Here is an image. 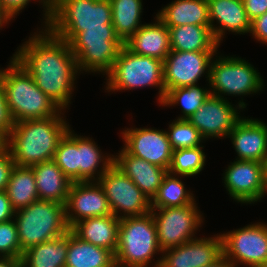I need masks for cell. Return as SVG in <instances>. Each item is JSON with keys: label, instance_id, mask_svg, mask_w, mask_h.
Returning <instances> with one entry per match:
<instances>
[{"label": "cell", "instance_id": "obj_1", "mask_svg": "<svg viewBox=\"0 0 267 267\" xmlns=\"http://www.w3.org/2000/svg\"><path fill=\"white\" fill-rule=\"evenodd\" d=\"M37 32L23 42L12 57L33 77L39 89L62 110L67 109L80 73L76 57L69 43L46 27Z\"/></svg>", "mask_w": 267, "mask_h": 267}, {"label": "cell", "instance_id": "obj_2", "mask_svg": "<svg viewBox=\"0 0 267 267\" xmlns=\"http://www.w3.org/2000/svg\"><path fill=\"white\" fill-rule=\"evenodd\" d=\"M15 122L8 134L7 148L15 165L28 166L53 160L60 140L71 128L62 116Z\"/></svg>", "mask_w": 267, "mask_h": 267}, {"label": "cell", "instance_id": "obj_3", "mask_svg": "<svg viewBox=\"0 0 267 267\" xmlns=\"http://www.w3.org/2000/svg\"><path fill=\"white\" fill-rule=\"evenodd\" d=\"M8 110L15 122L56 116L62 109L37 87L33 77L11 57L2 69Z\"/></svg>", "mask_w": 267, "mask_h": 267}, {"label": "cell", "instance_id": "obj_4", "mask_svg": "<svg viewBox=\"0 0 267 267\" xmlns=\"http://www.w3.org/2000/svg\"><path fill=\"white\" fill-rule=\"evenodd\" d=\"M105 24H112L110 1L50 0L46 28L65 42L85 29L105 28Z\"/></svg>", "mask_w": 267, "mask_h": 267}, {"label": "cell", "instance_id": "obj_5", "mask_svg": "<svg viewBox=\"0 0 267 267\" xmlns=\"http://www.w3.org/2000/svg\"><path fill=\"white\" fill-rule=\"evenodd\" d=\"M159 252L162 254L151 212L142 216L120 218L115 252L116 267H149L154 255H159Z\"/></svg>", "mask_w": 267, "mask_h": 267}, {"label": "cell", "instance_id": "obj_6", "mask_svg": "<svg viewBox=\"0 0 267 267\" xmlns=\"http://www.w3.org/2000/svg\"><path fill=\"white\" fill-rule=\"evenodd\" d=\"M21 250L65 235L70 228L66 222L65 205L51 200H37L15 211Z\"/></svg>", "mask_w": 267, "mask_h": 267}, {"label": "cell", "instance_id": "obj_7", "mask_svg": "<svg viewBox=\"0 0 267 267\" xmlns=\"http://www.w3.org/2000/svg\"><path fill=\"white\" fill-rule=\"evenodd\" d=\"M107 92L134 90L143 87H159L157 101L165 97L163 61L131 52L125 45L121 48L112 70L106 75Z\"/></svg>", "mask_w": 267, "mask_h": 267}, {"label": "cell", "instance_id": "obj_8", "mask_svg": "<svg viewBox=\"0 0 267 267\" xmlns=\"http://www.w3.org/2000/svg\"><path fill=\"white\" fill-rule=\"evenodd\" d=\"M80 73L93 72L107 75L124 43L115 34L112 24L105 28L85 29L70 43Z\"/></svg>", "mask_w": 267, "mask_h": 267}, {"label": "cell", "instance_id": "obj_9", "mask_svg": "<svg viewBox=\"0 0 267 267\" xmlns=\"http://www.w3.org/2000/svg\"><path fill=\"white\" fill-rule=\"evenodd\" d=\"M215 56L211 61L209 86L211 95L227 99L225 96H248L263 91L264 81L260 73L241 57ZM216 59V60H215Z\"/></svg>", "mask_w": 267, "mask_h": 267}, {"label": "cell", "instance_id": "obj_10", "mask_svg": "<svg viewBox=\"0 0 267 267\" xmlns=\"http://www.w3.org/2000/svg\"><path fill=\"white\" fill-rule=\"evenodd\" d=\"M195 203L182 207L151 208L157 227L158 245L162 251L196 238L203 216Z\"/></svg>", "mask_w": 267, "mask_h": 267}, {"label": "cell", "instance_id": "obj_11", "mask_svg": "<svg viewBox=\"0 0 267 267\" xmlns=\"http://www.w3.org/2000/svg\"><path fill=\"white\" fill-rule=\"evenodd\" d=\"M98 182L115 217L142 216L151 212V201L114 163Z\"/></svg>", "mask_w": 267, "mask_h": 267}, {"label": "cell", "instance_id": "obj_12", "mask_svg": "<svg viewBox=\"0 0 267 267\" xmlns=\"http://www.w3.org/2000/svg\"><path fill=\"white\" fill-rule=\"evenodd\" d=\"M221 237L223 255L235 267L267 263V223H251Z\"/></svg>", "mask_w": 267, "mask_h": 267}, {"label": "cell", "instance_id": "obj_13", "mask_svg": "<svg viewBox=\"0 0 267 267\" xmlns=\"http://www.w3.org/2000/svg\"><path fill=\"white\" fill-rule=\"evenodd\" d=\"M243 101V98H241L234 107V104H231L229 100L210 95L202 106L188 118V121L201 133L205 140L211 139V137L227 138L242 118L238 111L246 108V103Z\"/></svg>", "mask_w": 267, "mask_h": 267}, {"label": "cell", "instance_id": "obj_14", "mask_svg": "<svg viewBox=\"0 0 267 267\" xmlns=\"http://www.w3.org/2000/svg\"><path fill=\"white\" fill-rule=\"evenodd\" d=\"M217 51H174L163 61L165 93L170 89L198 85L202 76L209 81L210 65ZM204 74V75H203Z\"/></svg>", "mask_w": 267, "mask_h": 267}, {"label": "cell", "instance_id": "obj_15", "mask_svg": "<svg viewBox=\"0 0 267 267\" xmlns=\"http://www.w3.org/2000/svg\"><path fill=\"white\" fill-rule=\"evenodd\" d=\"M230 164L222 180L231 199L242 204H255L262 200L267 164L237 159Z\"/></svg>", "mask_w": 267, "mask_h": 267}, {"label": "cell", "instance_id": "obj_16", "mask_svg": "<svg viewBox=\"0 0 267 267\" xmlns=\"http://www.w3.org/2000/svg\"><path fill=\"white\" fill-rule=\"evenodd\" d=\"M189 240L177 247L162 251L153 267H205L223 255L221 234Z\"/></svg>", "mask_w": 267, "mask_h": 267}, {"label": "cell", "instance_id": "obj_17", "mask_svg": "<svg viewBox=\"0 0 267 267\" xmlns=\"http://www.w3.org/2000/svg\"><path fill=\"white\" fill-rule=\"evenodd\" d=\"M121 134L125 142L123 148L129 154L169 169L173 150L165 130L131 127L121 131Z\"/></svg>", "mask_w": 267, "mask_h": 267}, {"label": "cell", "instance_id": "obj_18", "mask_svg": "<svg viewBox=\"0 0 267 267\" xmlns=\"http://www.w3.org/2000/svg\"><path fill=\"white\" fill-rule=\"evenodd\" d=\"M112 215L108 199L98 181L72 182L65 216L69 228L85 218Z\"/></svg>", "mask_w": 267, "mask_h": 267}, {"label": "cell", "instance_id": "obj_19", "mask_svg": "<svg viewBox=\"0 0 267 267\" xmlns=\"http://www.w3.org/2000/svg\"><path fill=\"white\" fill-rule=\"evenodd\" d=\"M237 160L267 164V124L258 119L241 118L229 133Z\"/></svg>", "mask_w": 267, "mask_h": 267}, {"label": "cell", "instance_id": "obj_20", "mask_svg": "<svg viewBox=\"0 0 267 267\" xmlns=\"http://www.w3.org/2000/svg\"><path fill=\"white\" fill-rule=\"evenodd\" d=\"M114 155V164L152 201L168 170L129 154L123 147Z\"/></svg>", "mask_w": 267, "mask_h": 267}, {"label": "cell", "instance_id": "obj_21", "mask_svg": "<svg viewBox=\"0 0 267 267\" xmlns=\"http://www.w3.org/2000/svg\"><path fill=\"white\" fill-rule=\"evenodd\" d=\"M208 5L210 28L219 44L226 31L239 35L250 32L251 21L248 19L243 0H208ZM214 22L219 26L214 25Z\"/></svg>", "mask_w": 267, "mask_h": 267}, {"label": "cell", "instance_id": "obj_22", "mask_svg": "<svg viewBox=\"0 0 267 267\" xmlns=\"http://www.w3.org/2000/svg\"><path fill=\"white\" fill-rule=\"evenodd\" d=\"M143 24L124 45L133 53L164 61L171 51L169 28L157 17Z\"/></svg>", "mask_w": 267, "mask_h": 267}, {"label": "cell", "instance_id": "obj_23", "mask_svg": "<svg viewBox=\"0 0 267 267\" xmlns=\"http://www.w3.org/2000/svg\"><path fill=\"white\" fill-rule=\"evenodd\" d=\"M120 218L113 214L91 217L75 223L70 230L81 240L116 252Z\"/></svg>", "mask_w": 267, "mask_h": 267}, {"label": "cell", "instance_id": "obj_24", "mask_svg": "<svg viewBox=\"0 0 267 267\" xmlns=\"http://www.w3.org/2000/svg\"><path fill=\"white\" fill-rule=\"evenodd\" d=\"M156 16L168 28L186 24L210 26L208 0H175Z\"/></svg>", "mask_w": 267, "mask_h": 267}, {"label": "cell", "instance_id": "obj_25", "mask_svg": "<svg viewBox=\"0 0 267 267\" xmlns=\"http://www.w3.org/2000/svg\"><path fill=\"white\" fill-rule=\"evenodd\" d=\"M34 171L39 200H51L65 205L72 181L53 161L31 166Z\"/></svg>", "mask_w": 267, "mask_h": 267}, {"label": "cell", "instance_id": "obj_26", "mask_svg": "<svg viewBox=\"0 0 267 267\" xmlns=\"http://www.w3.org/2000/svg\"><path fill=\"white\" fill-rule=\"evenodd\" d=\"M65 267H116L115 254L81 240L69 230Z\"/></svg>", "mask_w": 267, "mask_h": 267}, {"label": "cell", "instance_id": "obj_27", "mask_svg": "<svg viewBox=\"0 0 267 267\" xmlns=\"http://www.w3.org/2000/svg\"><path fill=\"white\" fill-rule=\"evenodd\" d=\"M113 163V154L105 156L92 138L78 135V182L98 181Z\"/></svg>", "mask_w": 267, "mask_h": 267}, {"label": "cell", "instance_id": "obj_28", "mask_svg": "<svg viewBox=\"0 0 267 267\" xmlns=\"http://www.w3.org/2000/svg\"><path fill=\"white\" fill-rule=\"evenodd\" d=\"M169 37L174 51H218L220 46L210 26L186 24L170 27Z\"/></svg>", "mask_w": 267, "mask_h": 267}, {"label": "cell", "instance_id": "obj_29", "mask_svg": "<svg viewBox=\"0 0 267 267\" xmlns=\"http://www.w3.org/2000/svg\"><path fill=\"white\" fill-rule=\"evenodd\" d=\"M67 253L68 232L24 251L22 267H65Z\"/></svg>", "mask_w": 267, "mask_h": 267}, {"label": "cell", "instance_id": "obj_30", "mask_svg": "<svg viewBox=\"0 0 267 267\" xmlns=\"http://www.w3.org/2000/svg\"><path fill=\"white\" fill-rule=\"evenodd\" d=\"M6 192L15 211L37 201L39 195L32 167L15 165L12 169Z\"/></svg>", "mask_w": 267, "mask_h": 267}, {"label": "cell", "instance_id": "obj_31", "mask_svg": "<svg viewBox=\"0 0 267 267\" xmlns=\"http://www.w3.org/2000/svg\"><path fill=\"white\" fill-rule=\"evenodd\" d=\"M115 34L125 43L143 24L142 0H110Z\"/></svg>", "mask_w": 267, "mask_h": 267}, {"label": "cell", "instance_id": "obj_32", "mask_svg": "<svg viewBox=\"0 0 267 267\" xmlns=\"http://www.w3.org/2000/svg\"><path fill=\"white\" fill-rule=\"evenodd\" d=\"M179 175L167 172L156 196L151 201V208L182 207L195 203L194 194L185 188Z\"/></svg>", "mask_w": 267, "mask_h": 267}, {"label": "cell", "instance_id": "obj_33", "mask_svg": "<svg viewBox=\"0 0 267 267\" xmlns=\"http://www.w3.org/2000/svg\"><path fill=\"white\" fill-rule=\"evenodd\" d=\"M210 95V88H201L198 85L179 87L168 90L161 105L165 107L179 104L183 114L177 119L188 120Z\"/></svg>", "mask_w": 267, "mask_h": 267}, {"label": "cell", "instance_id": "obj_34", "mask_svg": "<svg viewBox=\"0 0 267 267\" xmlns=\"http://www.w3.org/2000/svg\"><path fill=\"white\" fill-rule=\"evenodd\" d=\"M202 148L204 149L205 147L198 146L173 150L172 161L168 172L184 177H191L200 173L206 164V155Z\"/></svg>", "mask_w": 267, "mask_h": 267}, {"label": "cell", "instance_id": "obj_35", "mask_svg": "<svg viewBox=\"0 0 267 267\" xmlns=\"http://www.w3.org/2000/svg\"><path fill=\"white\" fill-rule=\"evenodd\" d=\"M53 161L72 182H78V135L70 128L60 140Z\"/></svg>", "mask_w": 267, "mask_h": 267}, {"label": "cell", "instance_id": "obj_36", "mask_svg": "<svg viewBox=\"0 0 267 267\" xmlns=\"http://www.w3.org/2000/svg\"><path fill=\"white\" fill-rule=\"evenodd\" d=\"M166 131L172 150L202 146L205 140L201 133L188 121L175 119Z\"/></svg>", "mask_w": 267, "mask_h": 267}, {"label": "cell", "instance_id": "obj_37", "mask_svg": "<svg viewBox=\"0 0 267 267\" xmlns=\"http://www.w3.org/2000/svg\"><path fill=\"white\" fill-rule=\"evenodd\" d=\"M17 226L14 219L0 223V257H22Z\"/></svg>", "mask_w": 267, "mask_h": 267}, {"label": "cell", "instance_id": "obj_38", "mask_svg": "<svg viewBox=\"0 0 267 267\" xmlns=\"http://www.w3.org/2000/svg\"><path fill=\"white\" fill-rule=\"evenodd\" d=\"M30 1L31 0H0V4L12 16V18H15L17 14L22 12L24 7H26ZM38 2L43 5L42 7H44L43 19H45V21L43 22L45 25L43 26L46 27L50 15V0H39Z\"/></svg>", "mask_w": 267, "mask_h": 267}, {"label": "cell", "instance_id": "obj_39", "mask_svg": "<svg viewBox=\"0 0 267 267\" xmlns=\"http://www.w3.org/2000/svg\"><path fill=\"white\" fill-rule=\"evenodd\" d=\"M14 121L11 118L6 101V94L2 82V70L0 69V129L8 136L13 128Z\"/></svg>", "mask_w": 267, "mask_h": 267}, {"label": "cell", "instance_id": "obj_40", "mask_svg": "<svg viewBox=\"0 0 267 267\" xmlns=\"http://www.w3.org/2000/svg\"><path fill=\"white\" fill-rule=\"evenodd\" d=\"M15 163L8 148L0 150V191H6Z\"/></svg>", "mask_w": 267, "mask_h": 267}, {"label": "cell", "instance_id": "obj_41", "mask_svg": "<svg viewBox=\"0 0 267 267\" xmlns=\"http://www.w3.org/2000/svg\"><path fill=\"white\" fill-rule=\"evenodd\" d=\"M256 41L267 44V12L251 21L249 32Z\"/></svg>", "mask_w": 267, "mask_h": 267}, {"label": "cell", "instance_id": "obj_42", "mask_svg": "<svg viewBox=\"0 0 267 267\" xmlns=\"http://www.w3.org/2000/svg\"><path fill=\"white\" fill-rule=\"evenodd\" d=\"M250 21L267 12V0H243Z\"/></svg>", "mask_w": 267, "mask_h": 267}, {"label": "cell", "instance_id": "obj_43", "mask_svg": "<svg viewBox=\"0 0 267 267\" xmlns=\"http://www.w3.org/2000/svg\"><path fill=\"white\" fill-rule=\"evenodd\" d=\"M15 210L6 191H0V223L14 219Z\"/></svg>", "mask_w": 267, "mask_h": 267}, {"label": "cell", "instance_id": "obj_44", "mask_svg": "<svg viewBox=\"0 0 267 267\" xmlns=\"http://www.w3.org/2000/svg\"><path fill=\"white\" fill-rule=\"evenodd\" d=\"M0 267H22L20 258L0 257Z\"/></svg>", "mask_w": 267, "mask_h": 267}, {"label": "cell", "instance_id": "obj_45", "mask_svg": "<svg viewBox=\"0 0 267 267\" xmlns=\"http://www.w3.org/2000/svg\"><path fill=\"white\" fill-rule=\"evenodd\" d=\"M205 267H235V265L227 257L222 255L214 263Z\"/></svg>", "mask_w": 267, "mask_h": 267}, {"label": "cell", "instance_id": "obj_46", "mask_svg": "<svg viewBox=\"0 0 267 267\" xmlns=\"http://www.w3.org/2000/svg\"><path fill=\"white\" fill-rule=\"evenodd\" d=\"M12 19V16L0 4V29L2 30L3 25L9 23Z\"/></svg>", "mask_w": 267, "mask_h": 267}, {"label": "cell", "instance_id": "obj_47", "mask_svg": "<svg viewBox=\"0 0 267 267\" xmlns=\"http://www.w3.org/2000/svg\"><path fill=\"white\" fill-rule=\"evenodd\" d=\"M8 136L0 129V150L7 148Z\"/></svg>", "mask_w": 267, "mask_h": 267}, {"label": "cell", "instance_id": "obj_48", "mask_svg": "<svg viewBox=\"0 0 267 267\" xmlns=\"http://www.w3.org/2000/svg\"><path fill=\"white\" fill-rule=\"evenodd\" d=\"M267 194V168L265 171V187H264V193H263V197Z\"/></svg>", "mask_w": 267, "mask_h": 267}, {"label": "cell", "instance_id": "obj_49", "mask_svg": "<svg viewBox=\"0 0 267 267\" xmlns=\"http://www.w3.org/2000/svg\"><path fill=\"white\" fill-rule=\"evenodd\" d=\"M249 267H267V263H262V264H254Z\"/></svg>", "mask_w": 267, "mask_h": 267}]
</instances>
